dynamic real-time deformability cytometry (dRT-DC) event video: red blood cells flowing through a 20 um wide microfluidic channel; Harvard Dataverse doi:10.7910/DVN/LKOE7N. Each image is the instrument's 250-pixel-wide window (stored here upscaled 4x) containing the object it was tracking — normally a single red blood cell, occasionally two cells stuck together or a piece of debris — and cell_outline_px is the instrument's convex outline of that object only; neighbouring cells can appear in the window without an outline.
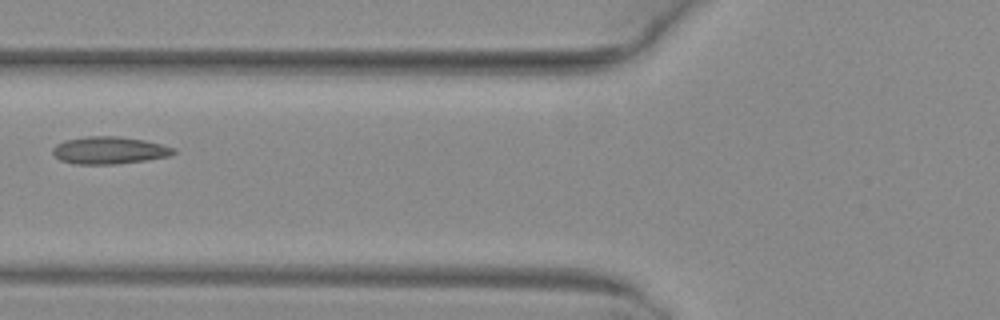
{"species": "common noctule bat (a hibernating species)", "species_latin": "Nyctalus noctula", "temperature_condition": "warm", "stored_images_in_passage": 7, "camera_frame_rate_fps": 3000, "um_per_image_px": 0.085, "animal": {"sex": "female", "body_mass_g": 29.2, "forearm_length_mm": 56.3}, "frame": {"image": 1, "passage_image": 5, "time_ms": 1.333, "image_size_px": [1000, 320], "cell_outline_px": [[176, 152], [168, 156], [144, 160], [112, 164], [76, 164], [60, 160], [52, 152], [52, 148], [56, 144], [64, 140], [84, 136], [116, 136], [144, 140], [176, 148]], "centroid_in_image_um": [9.25, 12.76], "position_along_channel_um": 116.5, "area_um2": 19.13}}
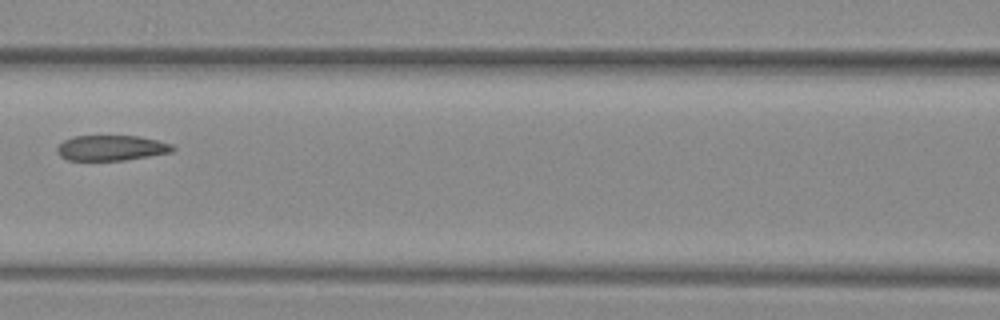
{"frame": {"image": 2, "passage_image": 6, "time_ms": 1.667, "image_size_px": [1000, 320], "cell_outline_px": [[176, 148], [172, 152], [124, 160], [68, 160], [60, 156], [56, 152], [56, 148], [64, 140], [76, 136], [140, 136], [172, 144]], "centroid_in_image_um": [9.46, 12.57], "position_along_channel_um": 157.1, "area_um2": 16.99}}
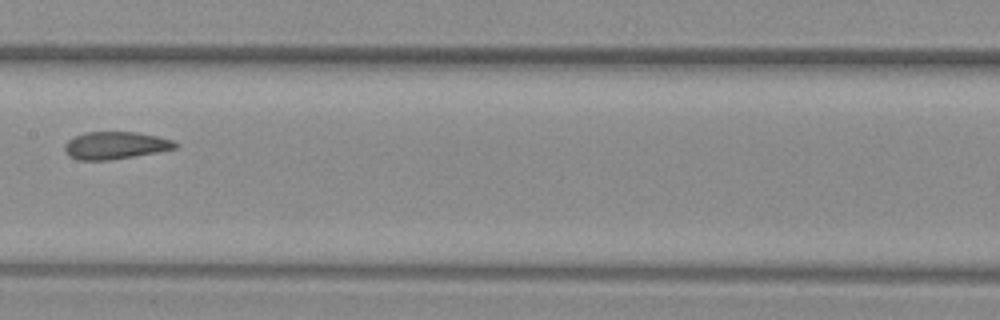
{"frame": {"image": 3, "passage_image": 7, "time_ms": 2.0, "image_size_px": [1000, 320], "cell_outline_px": [[180, 144], [176, 148], [156, 152], [108, 160], [76, 160], [68, 156], [64, 152], [64, 144], [68, 140], [84, 132], [136, 132], [156, 136], [172, 140]], "centroid_in_image_um": [9.76, 12.36], "position_along_channel_um": 197.6, "area_um2": 17.63}}